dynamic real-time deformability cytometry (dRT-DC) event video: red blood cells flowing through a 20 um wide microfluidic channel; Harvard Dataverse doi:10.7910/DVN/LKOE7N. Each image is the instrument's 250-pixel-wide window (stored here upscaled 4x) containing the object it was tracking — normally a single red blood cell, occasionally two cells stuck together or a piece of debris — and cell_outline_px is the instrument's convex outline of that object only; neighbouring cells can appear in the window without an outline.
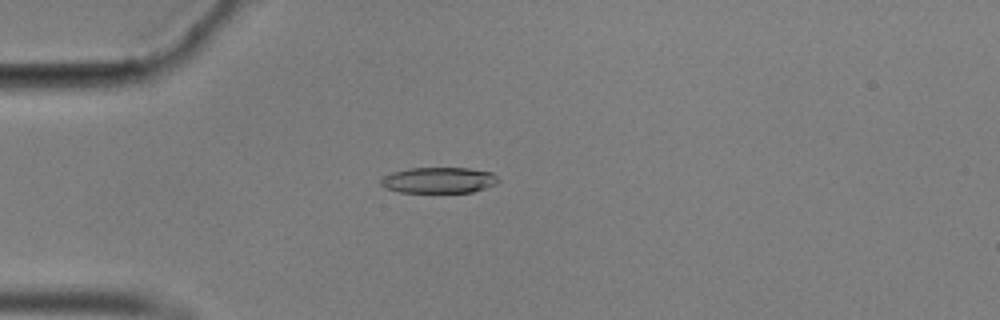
{"species": "common noctule bat (a hibernating species)", "species_latin": "Nyctalus noctula", "temperature_condition": "cold", "stored_images_in_passage": 21, "camera_frame_rate_fps": 3000, "um_per_image_px": 0.085, "animal": {"sex": "male", "body_mass_g": 17.9}, "frame": {"image": 1, "passage_image": 10, "time_ms": 3.0, "image_size_px": [1000, 320], "cell_outline_px": [[500, 180], [496, 184], [472, 192], [400, 192], [384, 188], [380, 184], [380, 180], [384, 176], [392, 172], [408, 168], [468, 168], [492, 172]], "centroid_in_image_um": [37.28, 15.31], "position_along_channel_um": 47.7, "area_um2": 17.74}}